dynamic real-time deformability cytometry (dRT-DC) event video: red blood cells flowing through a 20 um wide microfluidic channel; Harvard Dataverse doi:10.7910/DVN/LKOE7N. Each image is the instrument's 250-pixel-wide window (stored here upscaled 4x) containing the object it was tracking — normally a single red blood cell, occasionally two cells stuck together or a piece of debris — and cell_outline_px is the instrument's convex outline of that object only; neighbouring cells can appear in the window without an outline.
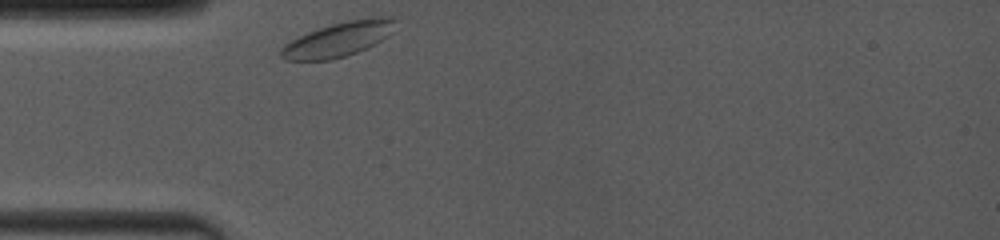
{"species": "common noctule bat (a hibernating species)", "species_latin": "Nyctalus noctula", "temperature_condition": "room temperature", "stored_images_in_passage": 1, "camera_frame_rate_fps": 4000, "um_per_image_px": 0.085, "animal": {"sex": "female", "body_mass_g": 19.0, "forearm_length_mm": 53.3}, "frame": {"image": 1, "passage_image": 1, "time_ms": 0.0, "image_size_px": [1000, 240], "cell_outline_px": [[396, 20], [388, 36], [356, 52], [344, 56], [328, 60], [284, 60], [280, 56], [280, 48], [284, 44], [308, 32], [332, 24], [348, 20], [376, 16], [392, 16]], "centroid_in_image_um": [28.74, 3.33], "position_along_channel_um": 56.3, "area_um2": 22.6}}